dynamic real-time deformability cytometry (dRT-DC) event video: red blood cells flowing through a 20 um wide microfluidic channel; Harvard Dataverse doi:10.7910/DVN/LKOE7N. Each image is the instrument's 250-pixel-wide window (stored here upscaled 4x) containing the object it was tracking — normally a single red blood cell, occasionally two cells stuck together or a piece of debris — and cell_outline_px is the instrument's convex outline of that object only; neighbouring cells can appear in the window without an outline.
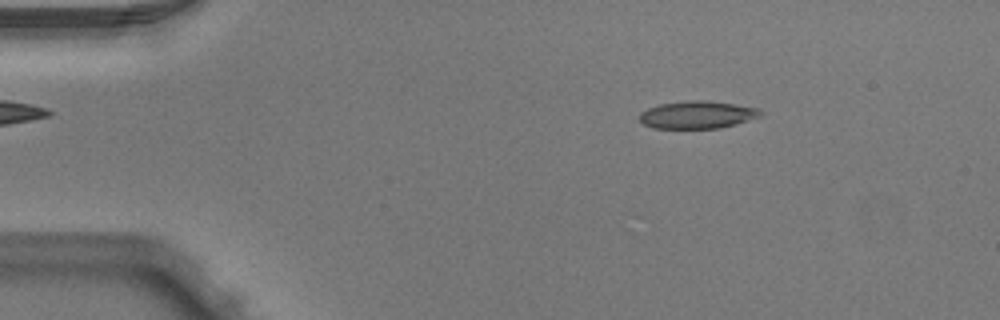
{"species": "Egyptian fruit bat (a non-hibernating species)", "species_latin": "Rousettus aegyptiacus", "temperature_condition": "warm", "stored_images_in_passage": 3, "camera_frame_rate_fps": 3000, "um_per_image_px": 0.085, "animal": {"sex": "male"}, "frame": {"image": 1, "passage_image": 1, "time_ms": 0.0, "image_size_px": [1000, 320], "cell_outline_px": [[764, 112], [760, 116], [736, 124], [720, 128], [652, 128], [644, 124], [640, 120], [640, 112], [648, 108], [660, 104], [688, 100], [704, 100], [760, 108]], "centroid_in_image_um": [59.28, 9.75], "position_along_channel_um": 25.7, "area_um2": 19.36}}
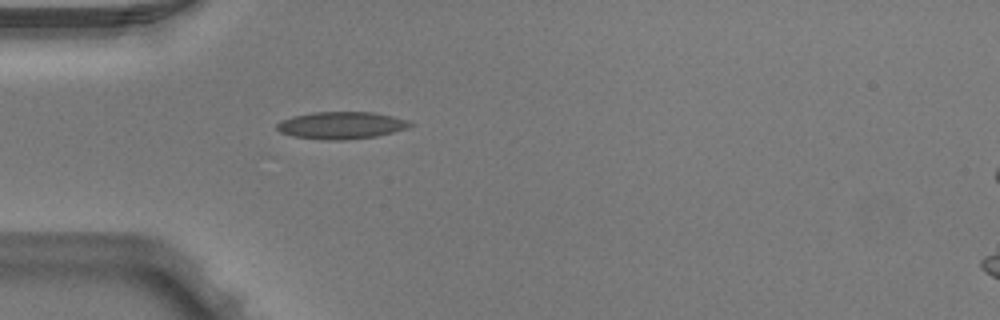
{"frame": {"image": 2, "passage_image": 3, "time_ms": 0.667, "image_size_px": [1000, 320], "cell_outline_px": [[416, 124], [408, 128], [376, 136], [344, 140], [320, 140], [292, 136], [280, 132], [276, 128], [276, 124], [280, 120], [292, 116], [312, 112], [372, 112], [392, 116], [408, 120]], "centroid_in_image_um": [28.99, 10.65], "position_along_channel_um": 56.0, "area_um2": 21.33}}